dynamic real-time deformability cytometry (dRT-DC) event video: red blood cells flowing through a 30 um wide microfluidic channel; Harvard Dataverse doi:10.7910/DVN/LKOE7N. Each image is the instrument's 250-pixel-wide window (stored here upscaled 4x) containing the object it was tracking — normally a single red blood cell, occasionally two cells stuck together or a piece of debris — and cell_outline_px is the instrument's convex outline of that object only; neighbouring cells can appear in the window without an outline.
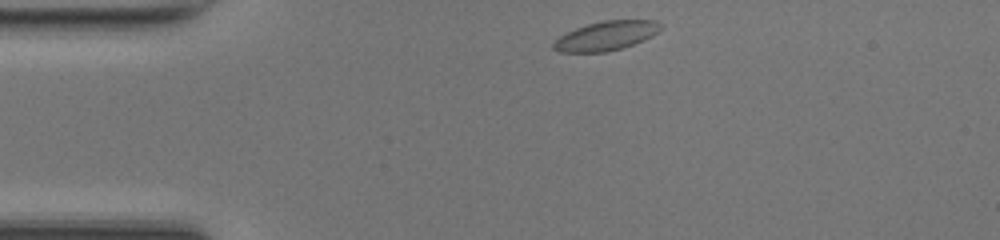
{"species": "common noctule bat (a hibernating species)", "species_latin": "Nyctalus noctula", "temperature_condition": "room temperature", "stored_images_in_passage": 40, "camera_frame_rate_fps": 3000, "um_per_image_px": 0.085, "animal": {"sex": "female", "body_mass_g": 17.0, "forearm_length_mm": 48.0}, "frame": {"image": 1, "passage_image": 1, "time_ms": 0.0, "image_size_px": [1000, 240], "cell_outline_px": [[664, 28], [652, 36], [632, 44], [620, 48], [604, 52], [560, 52], [552, 48], [552, 44], [560, 36], [576, 28], [588, 24], [604, 20], [656, 20]], "centroid_in_image_um": [51.53, 3.03], "position_along_channel_um": 33.5, "area_um2": 18.03}}
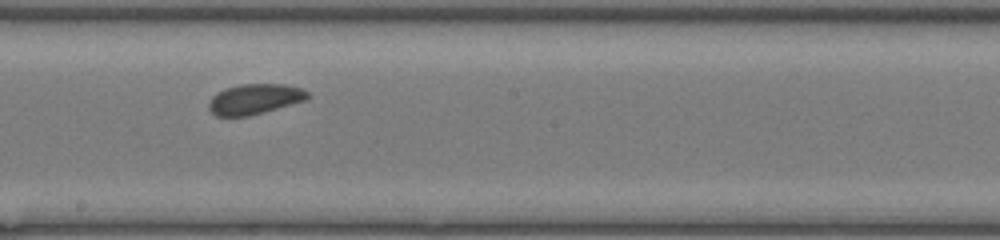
{"frame": {"image": 2, "passage_image": 18, "time_ms": 5.667, "image_size_px": [1000, 240], "cell_outline_px": [[312, 96], [308, 100], [264, 112], [248, 116], [216, 116], [208, 108], [208, 104], [212, 96], [216, 92], [224, 88], [240, 84], [284, 84], [300, 88], [308, 92]], "centroid_in_image_um": [21.66, 8.42], "position_along_channel_um": 226.5, "area_um2": 17.69}}
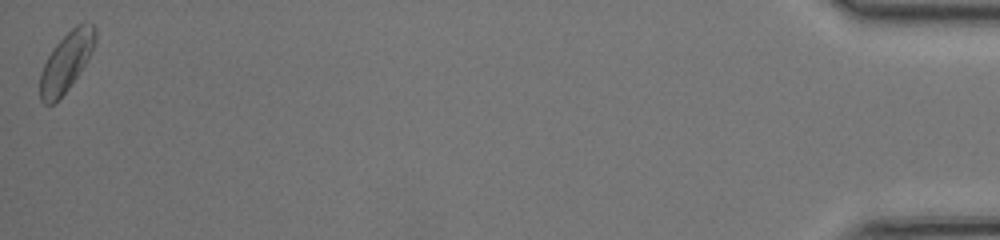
{"frame": {"image": 3, "passage_image": 40, "time_ms": 13.0, "image_size_px": [1000, 240], "cell_outline_px": [[96, 40], [84, 64], [68, 88], [52, 104], [44, 104], [40, 100], [40, 72], [52, 48], [76, 24], [92, 24], [96, 28]], "centroid_in_image_um": [5.6, 5.25], "position_along_channel_um": 429.6, "area_um2": 18.38}, "authors_computed_cell_mechanics": {"area_um2": 17.7157, "velocity_mm_per_s": 4.1887, "shape_relaxation_time_tau1_ms": 1.7316, "shape_relaxation_time_tau2_ms": 6.062, "deformation_change_tau1": 0.0415, "deformation_change_tau2": 0.0969}}